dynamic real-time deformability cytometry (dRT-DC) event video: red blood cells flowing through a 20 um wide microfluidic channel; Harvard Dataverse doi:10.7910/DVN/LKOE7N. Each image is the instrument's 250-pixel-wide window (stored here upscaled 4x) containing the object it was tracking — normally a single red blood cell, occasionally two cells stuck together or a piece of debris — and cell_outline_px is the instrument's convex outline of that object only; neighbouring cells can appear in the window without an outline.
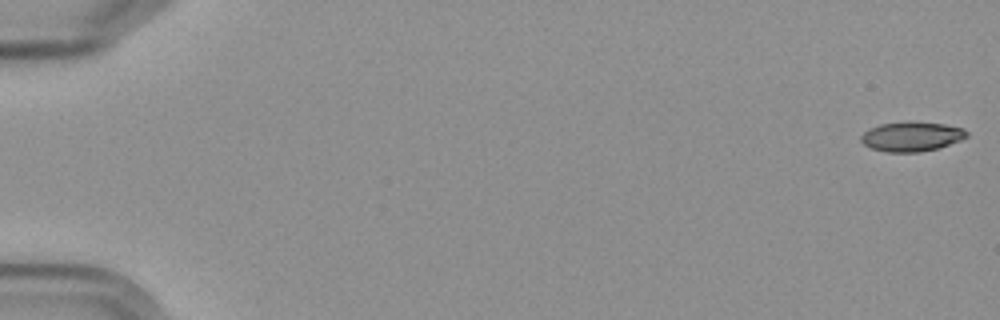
{"species": "Egyptian fruit bat (a non-hibernating species)", "species_latin": "Rousettus aegyptiacus", "temperature_condition": "cold", "stored_images_in_passage": 6, "camera_frame_rate_fps": 3000, "um_per_image_px": 0.085, "frame": {"image": 1, "passage_image": 1, "time_ms": 0.0, "image_size_px": [1000, 320], "cell_outline_px": [[968, 136], [960, 140], [936, 148], [920, 152], [888, 152], [872, 148], [864, 144], [860, 140], [860, 136], [864, 132], [880, 124], [944, 124], [964, 128], [968, 132]], "centroid_in_image_um": [77.49, 11.64], "position_along_channel_um": 7.5, "area_um2": 17.34}}